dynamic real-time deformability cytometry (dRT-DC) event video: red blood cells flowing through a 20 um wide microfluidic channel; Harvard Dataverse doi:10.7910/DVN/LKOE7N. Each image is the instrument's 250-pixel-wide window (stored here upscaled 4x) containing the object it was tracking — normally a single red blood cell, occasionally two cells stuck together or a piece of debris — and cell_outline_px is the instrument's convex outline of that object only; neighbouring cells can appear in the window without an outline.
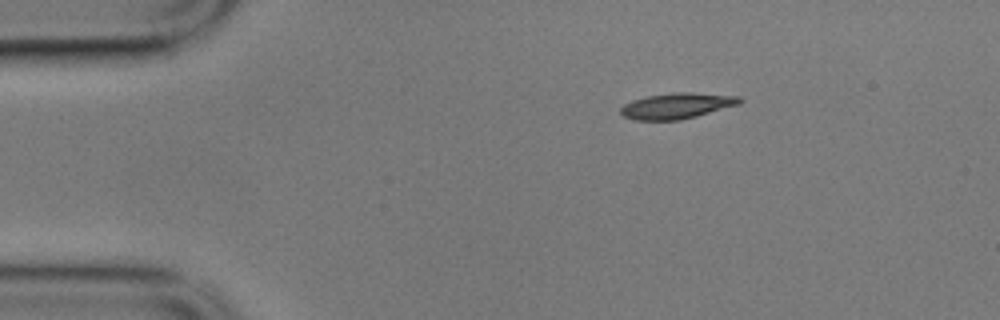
{"species": "common noctule bat (a hibernating species)", "species_latin": "Nyctalus noctula", "temperature_condition": "cold", "stored_images_in_passage": 5, "camera_frame_rate_fps": 3000, "um_per_image_px": 0.085, "animal": {"sex": "male", "body_mass_g": 17.9}, "frame": {"image": 1, "passage_image": 1, "time_ms": 0.0, "image_size_px": [1000, 320], "cell_outline_px": [[744, 100], [740, 104], [696, 116], [680, 120], [636, 120], [624, 116], [620, 112], [620, 108], [624, 104], [632, 100], [648, 96], [672, 92], [692, 92], [740, 96]], "centroid_in_image_um": [57.56, 8.98], "position_along_channel_um": 27.4, "area_um2": 17.92}}
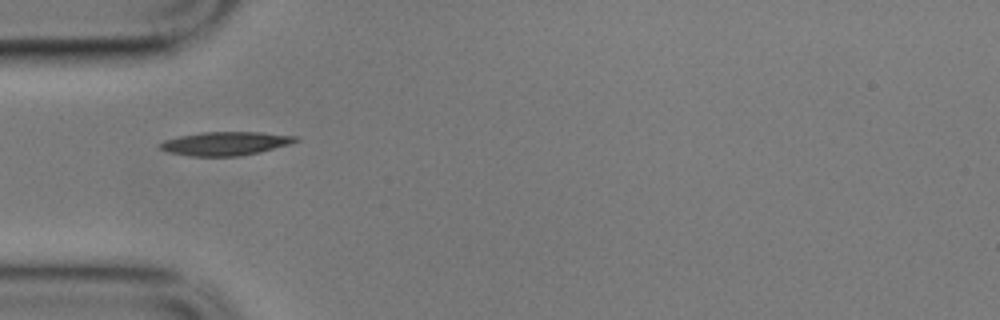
{"frame": {"image": 2, "passage_image": 3, "time_ms": 0.667, "image_size_px": [1000, 320], "cell_outline_px": [[300, 140], [292, 144], [260, 152], [240, 156], [192, 156], [168, 152], [160, 148], [160, 144], [164, 140], [180, 136], [204, 132], [260, 132], [300, 136]], "centroid_in_image_um": [19.25, 12.19], "position_along_channel_um": 65.8, "area_um2": 18.73}}
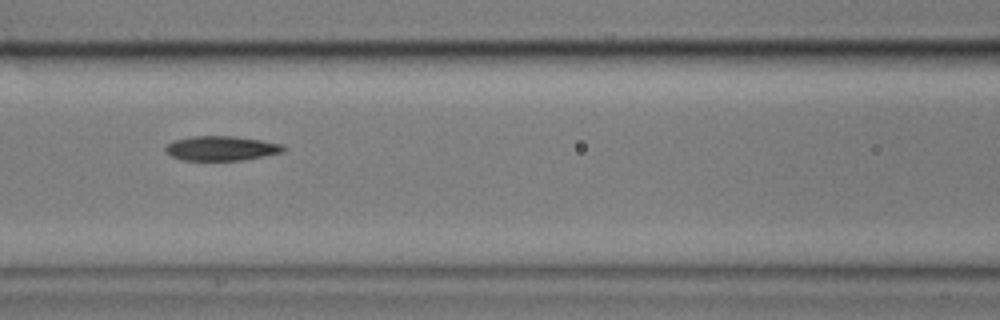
{"frame": {"image": 3, "passage_image": 5, "time_ms": 1.333, "image_size_px": [1000, 320], "cell_outline_px": [[288, 148], [284, 152], [244, 160], [180, 160], [172, 156], [164, 148], [172, 140], [192, 136], [236, 136], [284, 144]], "centroid_in_image_um": [18.86, 12.6], "position_along_channel_um": 147.7, "area_um2": 17.05}}